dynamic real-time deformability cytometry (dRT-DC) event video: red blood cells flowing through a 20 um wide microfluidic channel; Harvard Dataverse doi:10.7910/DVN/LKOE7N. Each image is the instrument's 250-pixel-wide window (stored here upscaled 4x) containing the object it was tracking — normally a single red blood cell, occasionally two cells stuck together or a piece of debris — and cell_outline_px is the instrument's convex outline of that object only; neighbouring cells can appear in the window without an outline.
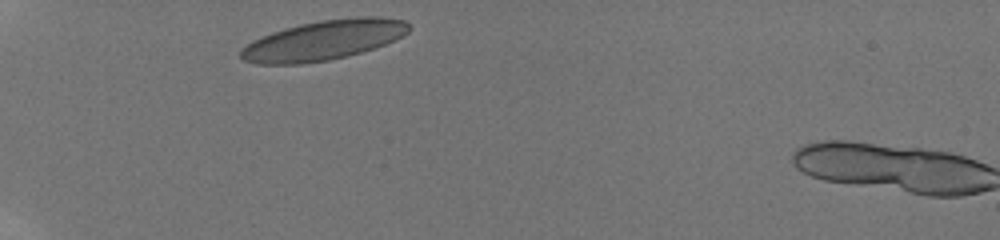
{"species": "human", "species_latin": "Homo sapiens", "temperature_condition": "room temperature", "stored_images_in_passage": 31, "camera_frame_rate_fps": 3000, "um_per_image_px": 0.085, "donor": {"sex": "male"}, "frame": {"image": 1, "passage_image": 1, "time_ms": 0.0, "image_size_px": [1000, 240], "cell_outline_px": [[412, 28], [408, 32], [396, 40], [360, 52], [328, 60], [304, 64], [256, 64], [240, 60], [240, 48], [252, 40], [260, 36], [284, 28], [300, 24], [320, 20], [356, 16], [380, 16], [404, 20], [412, 24]], "centroid_in_image_um": [27.49, 3.4], "position_along_channel_um": 57.5, "area_um2": 39.42}}
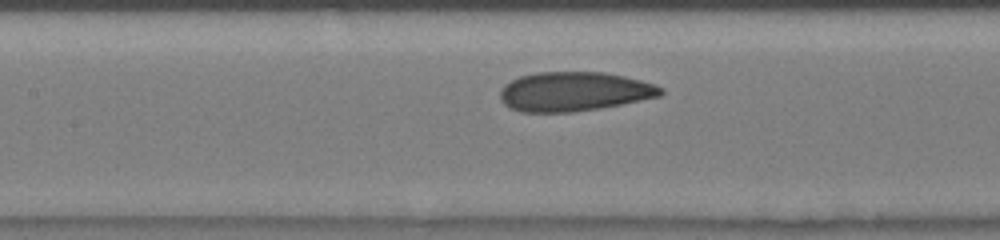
{"frame": {"image": 2, "passage_image": 11, "time_ms": 3.333, "image_size_px": [1000, 240], "cell_outline_px": [[664, 92], [660, 96], [600, 108], [572, 112], [520, 112], [508, 108], [500, 100], [500, 88], [504, 84], [520, 76], [536, 72], [604, 72], [624, 76], [640, 80], [664, 88]], "centroid_in_image_um": [48.75, 7.78], "position_along_channel_um": 158.7, "area_um2": 36.88}}
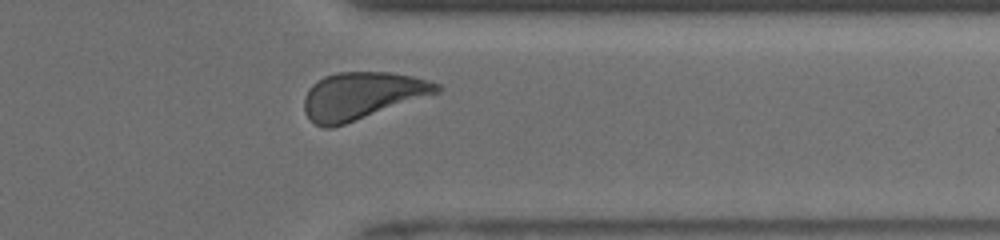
{"frame": {"image": 3, "passage_image": 28, "time_ms": 9.0, "image_size_px": [1000, 240], "cell_outline_px": [[444, 88], [440, 92], [332, 128], [324, 128], [316, 124], [304, 112], [304, 96], [308, 88], [312, 84], [324, 76], [336, 72], [388, 72], [412, 76], [428, 80], [440, 84]], "centroid_in_image_um": [30.75, 8.12], "position_along_channel_um": 380.6, "area_um2": 36.36}, "authors_computed_cell_mechanics": {"area_um2": 36.3562, "velocity_mm_per_s": 3.9142, "shape_relaxation_time_tau1_ms": 4.3823, "shape_relaxation_time_tau2_ms": 1.2562, "deformation_change_tau1": 0.1373, "deformation_change_tau2": 0.0578}}